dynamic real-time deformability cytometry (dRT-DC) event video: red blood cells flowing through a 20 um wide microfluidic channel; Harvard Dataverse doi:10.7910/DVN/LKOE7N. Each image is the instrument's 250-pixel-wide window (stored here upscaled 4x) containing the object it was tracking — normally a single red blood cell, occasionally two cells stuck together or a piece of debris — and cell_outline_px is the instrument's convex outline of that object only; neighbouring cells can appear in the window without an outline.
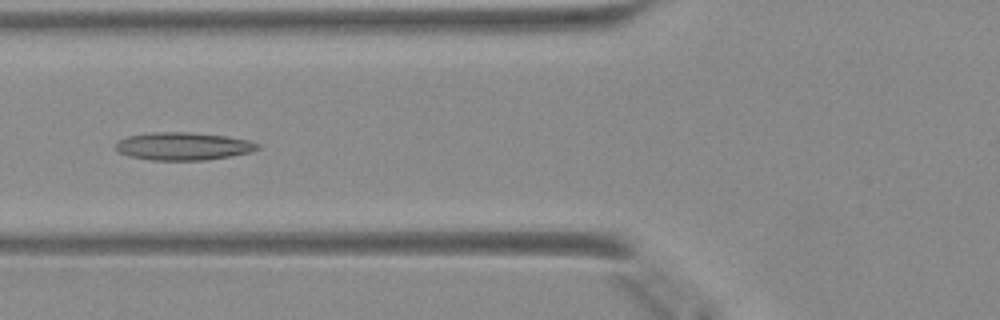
{"species": "Egyptian fruit bat (a non-hibernating species)", "species_latin": "Rousettus aegyptiacus", "temperature_condition": "warm", "stored_images_in_passage": 23, "camera_frame_rate_fps": 3000, "um_per_image_px": 0.085, "animal": {"sex": "female"}, "frame": {"image": 1, "passage_image": 7, "time_ms": 2.0, "image_size_px": [1000, 320], "cell_outline_px": [[260, 148], [252, 152], [232, 156], [204, 160], [148, 160], [128, 156], [120, 152], [116, 148], [116, 144], [120, 140], [128, 136], [152, 132], [192, 132], [228, 136], [252, 140], [260, 144]], "centroid_in_image_um": [15.64, 12.42], "position_along_channel_um": 110.2, "area_um2": 23.24}}
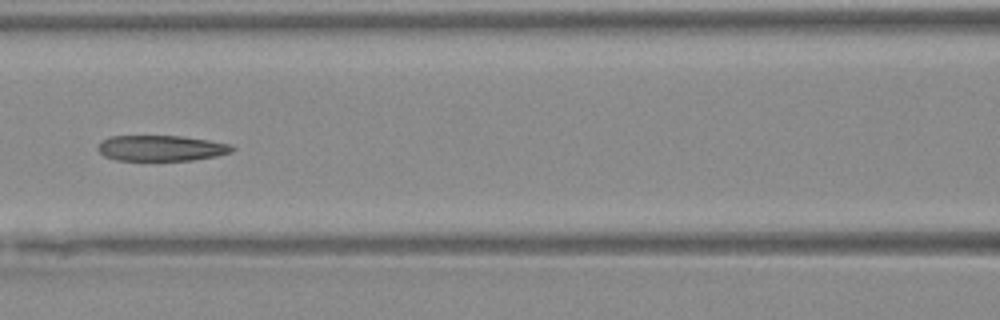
{"frame": {"image": 2, "passage_image": 10, "time_ms": 3.0, "image_size_px": [1000, 320], "cell_outline_px": [[236, 148], [232, 152], [216, 156], [192, 160], [116, 160], [104, 156], [96, 148], [104, 140], [112, 136], [180, 136], [208, 140], [228, 144]], "centroid_in_image_um": [13.71, 12.6], "position_along_channel_um": 152.9, "area_um2": 19.88}}
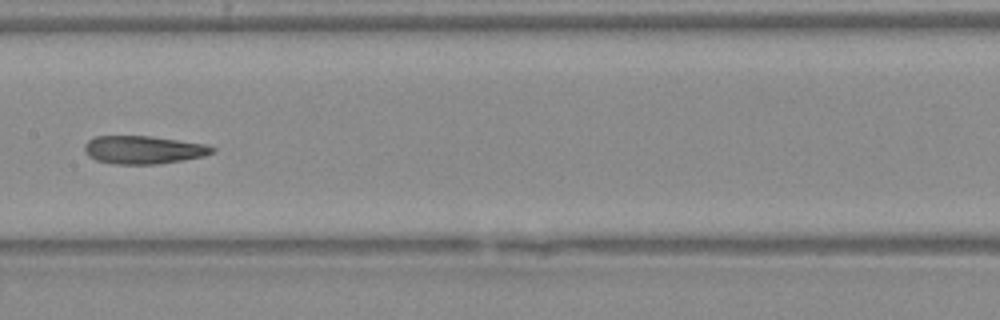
{"frame": {"image": 3, "passage_image": 13, "time_ms": 4.0, "image_size_px": [1000, 320], "cell_outline_px": [[216, 152], [204, 156], [156, 164], [112, 164], [96, 160], [88, 156], [84, 152], [84, 144], [88, 140], [96, 136], [152, 136], [204, 144], [216, 148]], "centroid_in_image_um": [12.16, 12.73], "position_along_channel_um": 195.2, "area_um2": 20.92}}